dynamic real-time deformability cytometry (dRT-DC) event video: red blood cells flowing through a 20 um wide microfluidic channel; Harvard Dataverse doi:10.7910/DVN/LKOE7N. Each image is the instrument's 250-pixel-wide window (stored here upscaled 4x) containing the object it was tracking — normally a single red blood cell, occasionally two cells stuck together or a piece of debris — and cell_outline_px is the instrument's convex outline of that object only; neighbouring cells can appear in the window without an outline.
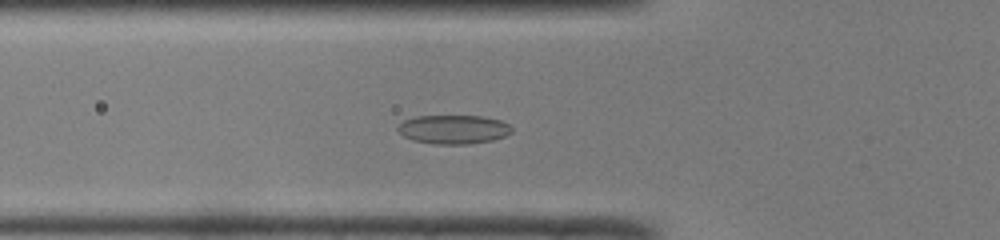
{"species": "common noctule bat (a hibernating species)", "species_latin": "Nyctalus noctula", "temperature_condition": "room temperature", "stored_images_in_passage": 48, "camera_frame_rate_fps": 3000, "um_per_image_px": 0.085, "animal": {"sex": "male", "body_mass_g": 19.0, "forearm_length_mm": 50.8}, "frame": {"image": 1, "passage_image": 15, "time_ms": 4.667, "image_size_px": [1000, 240], "cell_outline_px": [[512, 132], [504, 136], [492, 140], [468, 144], [436, 144], [412, 140], [404, 136], [396, 128], [404, 120], [416, 116], [480, 116], [500, 120], [508, 124], [512, 128]], "centroid_in_image_um": [38.54, 11.0], "position_along_channel_um": 87.3, "area_um2": 19.07}}
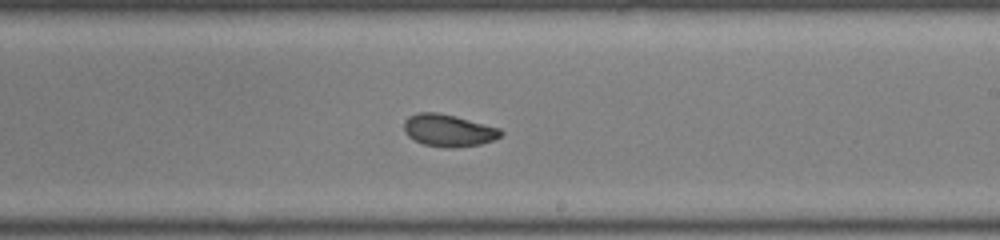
{"frame": {"image": 2, "passage_image": 27, "time_ms": 8.667, "image_size_px": [1000, 240], "cell_outline_px": [[504, 132], [500, 136], [492, 140], [480, 144], [452, 148], [448, 148], [424, 144], [408, 136], [404, 132], [404, 120], [408, 116], [416, 112], [436, 112], [500, 128]], "centroid_in_image_um": [38.08, 11.08], "position_along_channel_um": 250.9, "area_um2": 17.92}}
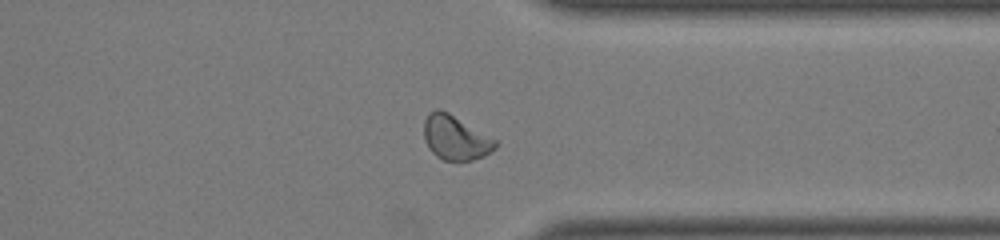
{"frame": {"image": 3, "passage_image": 36, "time_ms": 11.667, "image_size_px": [1000, 240], "cell_outline_px": [[496, 148], [492, 152], [484, 156], [472, 160], [444, 160], [436, 156], [428, 148], [424, 140], [424, 120], [428, 112], [436, 108], [440, 108], [448, 112], [496, 140]], "centroid_in_image_um": [38.68, 11.69], "position_along_channel_um": 372.7, "area_um2": 18.5}, "authors_computed_cell_mechanics": {"area_um2": 18.6116, "velocity_mm_per_s": 4.1015, "shape_relaxation_time_tau1_ms": null, "shape_relaxation_time_tau2_ms": 2.0572, "deformation_change_tau1": null, "deformation_change_tau2": 0.0669}}